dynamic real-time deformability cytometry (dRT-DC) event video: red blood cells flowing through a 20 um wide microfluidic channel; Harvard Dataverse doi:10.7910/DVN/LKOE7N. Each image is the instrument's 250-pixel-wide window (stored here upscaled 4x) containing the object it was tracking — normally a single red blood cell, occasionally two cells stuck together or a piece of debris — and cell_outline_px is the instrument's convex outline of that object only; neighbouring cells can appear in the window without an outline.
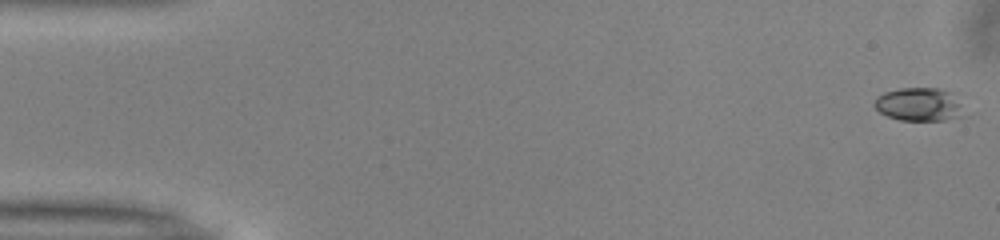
{"species": "common noctule bat (a hibernating species)", "species_latin": "Nyctalus noctula", "temperature_condition": "warm", "stored_images_in_passage": 14, "camera_frame_rate_fps": 3000, "um_per_image_px": 0.085, "animal": {"sex": "male", "body_mass_g": 13.0, "forearm_length_mm": 53.1}, "frame": {"image": 1, "passage_image": 1, "time_ms": 0.0, "image_size_px": [1000, 240], "cell_outline_px": [[968, 116], [944, 120], [900, 120], [888, 116], [880, 112], [876, 108], [876, 96], [884, 92], [900, 88], [936, 88], [948, 92]], "centroid_in_image_um": [78.11, 8.89], "position_along_channel_um": 6.9, "area_um2": 17.05}}
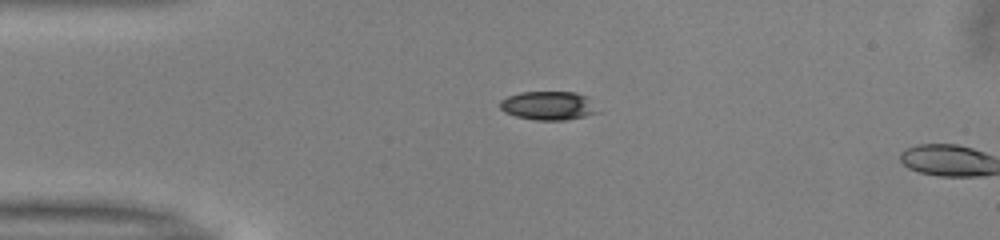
{"frame": {"image": 2, "passage_image": 12, "time_ms": 3.667, "image_size_px": [1000, 240], "cell_outline_px": [[604, 112], [564, 120], [536, 120], [516, 116], [504, 112], [500, 108], [500, 100], [508, 96], [520, 92], [576, 92], [588, 96]], "centroid_in_image_um": [46.69, 8.97], "position_along_channel_um": 38.3, "area_um2": 16.7}}